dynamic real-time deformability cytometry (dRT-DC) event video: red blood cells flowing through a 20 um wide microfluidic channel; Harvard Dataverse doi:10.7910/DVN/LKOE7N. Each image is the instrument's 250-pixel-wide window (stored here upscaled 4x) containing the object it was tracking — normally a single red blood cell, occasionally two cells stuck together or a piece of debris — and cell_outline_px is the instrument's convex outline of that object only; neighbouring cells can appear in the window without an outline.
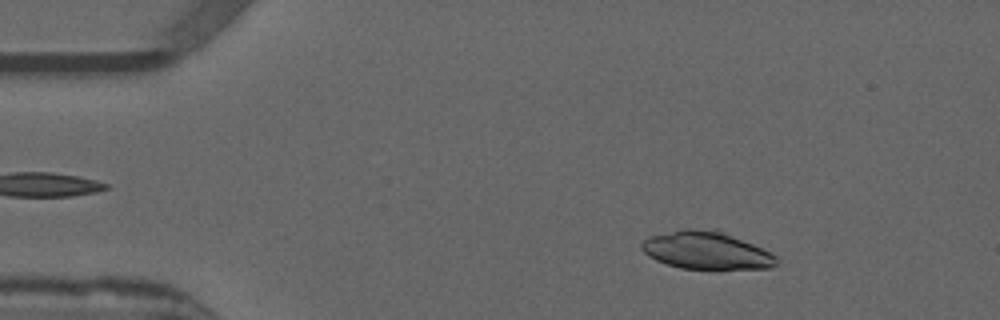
{"species": "common noctule bat (a hibernating species)", "species_latin": "Nyctalus noctula", "temperature_condition": "warm", "stored_images_in_passage": 16, "camera_frame_rate_fps": 3000, "um_per_image_px": 0.085, "animal": {"sex": "male", "forearm_length_mm": 52.5}, "frame": {"image": 1, "passage_image": 7, "time_ms": 2.0, "image_size_px": [1000, 320], "cell_outline_px": [[776, 264], [772, 268], [680, 268], [656, 260], [648, 256], [640, 248], [640, 244], [648, 236], [684, 228], [720, 228], [776, 256]], "centroid_in_image_um": [59.99, 21.24], "position_along_channel_um": 25.0, "area_um2": 29.65}}